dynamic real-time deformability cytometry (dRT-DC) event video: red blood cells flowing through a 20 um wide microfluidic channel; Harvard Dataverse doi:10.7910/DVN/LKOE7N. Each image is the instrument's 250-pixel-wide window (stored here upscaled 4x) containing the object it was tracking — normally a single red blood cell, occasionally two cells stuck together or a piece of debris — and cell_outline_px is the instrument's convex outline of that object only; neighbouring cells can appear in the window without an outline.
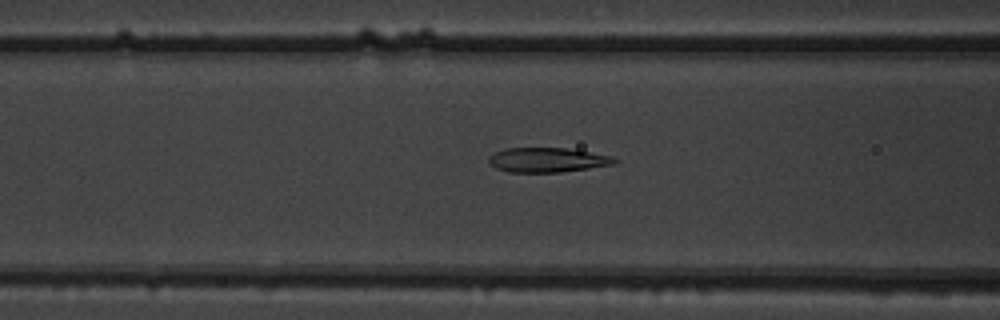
{"species": "common noctule bat (a hibernating species)", "species_latin": "Nyctalus noctula", "temperature_condition": "warm", "stored_images_in_passage": 38, "camera_frame_rate_fps": 3000, "um_per_image_px": 0.085, "animal": {"sex": "male", "body_mass_g": 19.5, "forearm_length_mm": 54.6}, "frame": {"image": 1, "passage_image": 6, "time_ms": 1.667, "image_size_px": [1000, 320], "cell_outline_px": [[620, 160], [612, 164], [588, 168], [560, 172], [508, 172], [496, 168], [488, 160], [488, 156], [504, 148], [564, 148], [612, 156]], "centroid_in_image_um": [46.5, 13.59], "position_along_channel_um": 120.1, "area_um2": 17.8}}
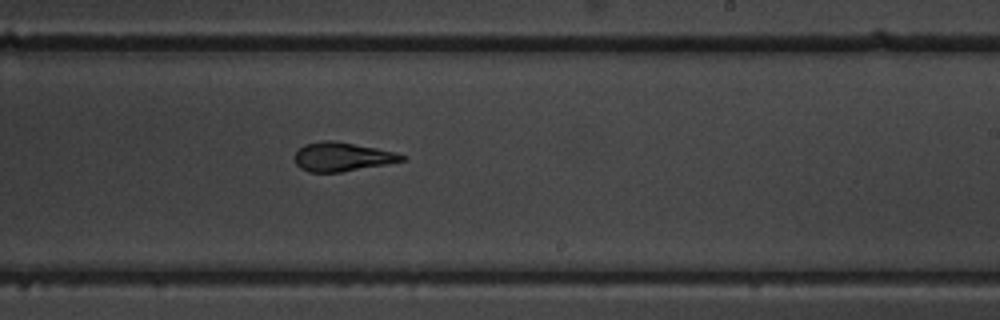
{"frame": {"image": 2, "passage_image": 17, "time_ms": 5.333, "image_size_px": [1000, 320], "cell_outline_px": [[408, 160], [388, 164], [340, 172], [308, 172], [300, 168], [296, 164], [296, 152], [304, 144], [320, 140], [332, 140], [376, 148], [396, 152], [404, 156]], "centroid_in_image_um": [29.1, 13.33], "position_along_channel_um": 259.9, "area_um2": 18.03}}
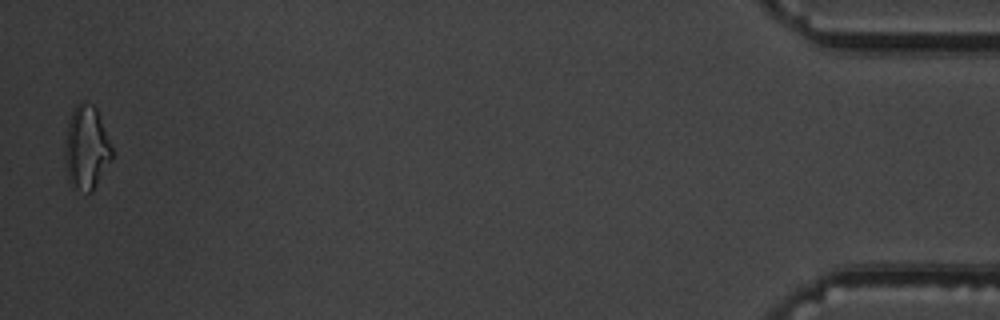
{"frame": {"image": 3, "passage_image": 37, "time_ms": 12.0, "image_size_px": [1000, 320], "cell_outline_px": [[112, 160], [92, 192], [88, 192], [68, 180], [64, 164], [64, 144], [68, 120], [76, 104], [80, 100], [84, 100], [92, 104], [96, 108], [112, 148]], "centroid_in_image_um": [7.32, 12.51], "position_along_channel_um": 427.9, "area_um2": 22.95}, "authors_computed_cell_mechanics": {"area_um2": 18.2359, "velocity_mm_per_s": 3.8226, "shape_relaxation_time_tau1_ms": 7.6539, "shape_relaxation_time_tau2_ms": 1.6124, "deformation_change_tau1": 0.223, "deformation_change_tau2": 0.0875}}